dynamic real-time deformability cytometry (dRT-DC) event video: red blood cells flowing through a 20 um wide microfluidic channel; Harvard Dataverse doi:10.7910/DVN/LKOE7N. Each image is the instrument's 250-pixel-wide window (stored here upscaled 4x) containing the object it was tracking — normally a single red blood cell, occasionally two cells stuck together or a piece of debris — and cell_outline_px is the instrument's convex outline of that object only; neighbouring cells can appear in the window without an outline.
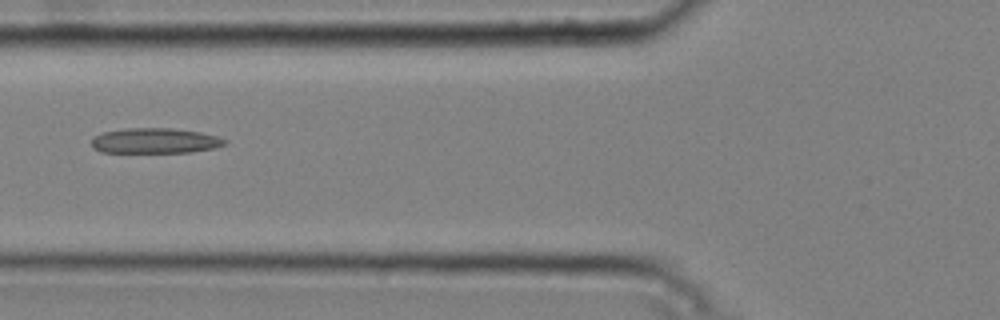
{"species": "common noctule bat (a hibernating species)", "species_latin": "Nyctalus noctula", "temperature_condition": "cold", "stored_images_in_passage": 7, "camera_frame_rate_fps": 3000, "um_per_image_px": 0.085, "animal": {"sex": "male", "body_mass_g": 20.4}, "frame": {"image": 1, "passage_image": 4, "time_ms": 1.0, "image_size_px": [1000, 320], "cell_outline_px": [[228, 144], [212, 148], [192, 152], [100, 152], [92, 148], [92, 136], [104, 132], [124, 128], [172, 128], [200, 132], [216, 136], [228, 140]], "centroid_in_image_um": [13.16, 11.96], "position_along_channel_um": 112.6, "area_um2": 19.71}}
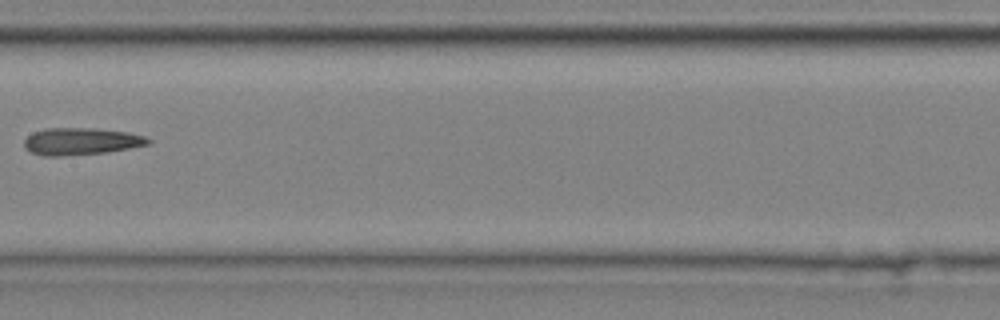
{"frame": {"image": 2, "passage_image": 6, "time_ms": 1.667, "image_size_px": [1000, 320], "cell_outline_px": [[152, 140], [148, 144], [128, 148], [104, 152], [60, 156], [44, 156], [32, 152], [24, 148], [24, 140], [32, 132], [48, 128], [96, 128], [128, 132], [144, 136]], "centroid_in_image_um": [6.86, 12.0], "position_along_channel_um": 200.5, "area_um2": 19.42}}
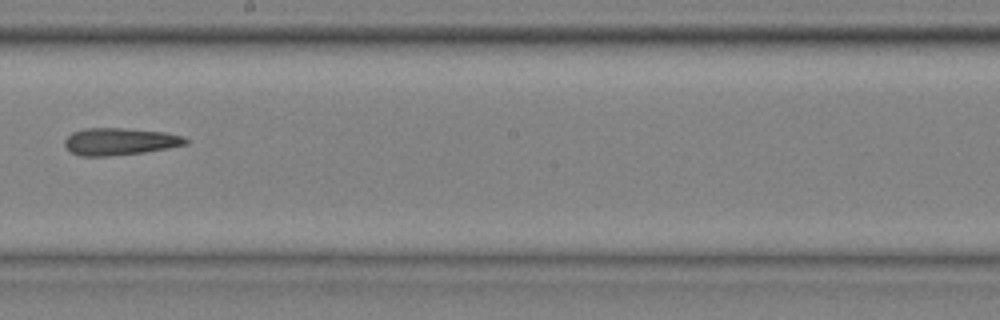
{"frame": {"image": 3, "passage_image": 7, "time_ms": 2.0, "image_size_px": [1000, 320], "cell_outline_px": [[192, 140], [188, 144], [168, 148], [144, 152], [108, 156], [80, 156], [72, 152], [64, 144], [64, 140], [72, 132], [84, 128], [124, 128], [164, 132], [184, 136]], "centroid_in_image_um": [10.22, 12.02], "position_along_channel_um": 238.0, "area_um2": 19.25}}